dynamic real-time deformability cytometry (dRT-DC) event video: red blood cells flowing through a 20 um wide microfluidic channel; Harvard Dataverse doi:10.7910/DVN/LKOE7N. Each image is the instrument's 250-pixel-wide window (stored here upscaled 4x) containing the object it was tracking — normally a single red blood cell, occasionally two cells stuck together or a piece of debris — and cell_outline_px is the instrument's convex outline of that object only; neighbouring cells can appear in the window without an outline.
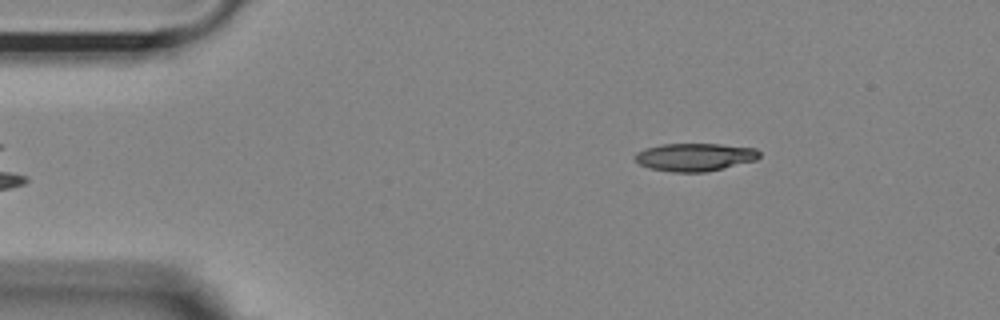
{"species": "Egyptian fruit bat (a non-hibernating species)", "species_latin": "Rousettus aegyptiacus", "temperature_condition": "room temperature", "stored_images_in_passage": 47, "camera_frame_rate_fps": 3000, "um_per_image_px": 0.085, "animal": {"sex": "female"}, "frame": {"image": 1, "passage_image": 2, "time_ms": 0.333, "image_size_px": [1000, 320], "cell_outline_px": [[760, 156], [756, 160], [704, 172], [672, 172], [648, 168], [640, 164], [636, 160], [636, 152], [644, 148], [660, 144], [720, 144], [756, 148], [760, 152]], "centroid_in_image_um": [59.04, 13.34], "position_along_channel_um": 26.0, "area_um2": 20.17}}
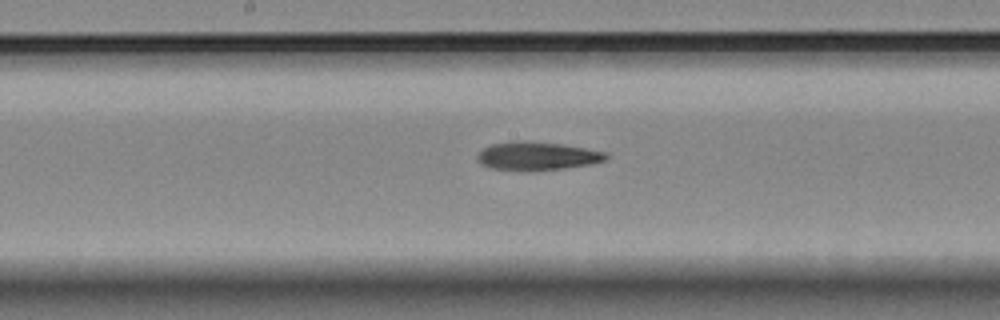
{"frame": {"image": 2, "passage_image": 21, "time_ms": 6.667, "image_size_px": [1000, 320], "cell_outline_px": [[608, 156], [604, 160], [592, 164], [564, 168], [532, 172], [492, 168], [480, 164], [476, 156], [484, 148], [492, 144], [516, 140], [524, 140], [560, 144], [608, 152]], "centroid_in_image_um": [45.65, 13.27], "position_along_channel_um": 202.6, "area_um2": 21.44}}
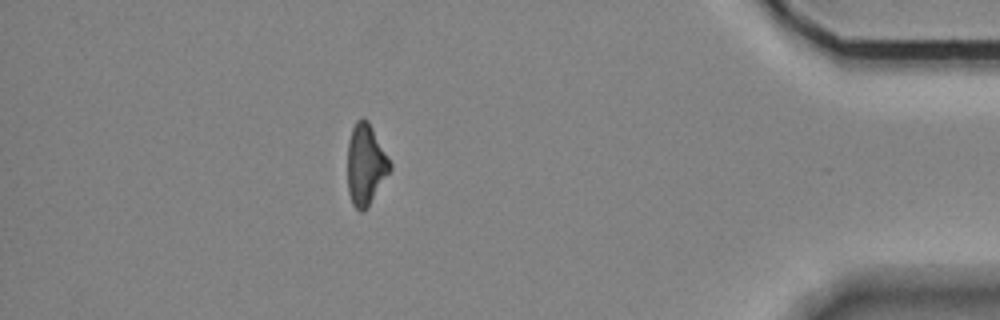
{"frame": {"image": 3, "passage_image": 41, "time_ms": 13.333, "image_size_px": [1000, 320], "cell_outline_px": [[392, 168], [368, 204], [360, 212], [352, 204], [348, 192], [348, 140], [352, 128], [356, 120], [364, 116], [368, 120], [392, 164]], "centroid_in_image_um": [31.06, 13.92], "position_along_channel_um": 404.1, "area_um2": 19.71}, "authors_computed_cell_mechanics": {"area_um2": 20.808, "velocity_mm_per_s": 3.7005, "shape_relaxation_time_tau1_ms": 6.8595, "shape_relaxation_time_tau2_ms": null, "deformation_change_tau1": 0.1946, "deformation_change_tau2": null}}